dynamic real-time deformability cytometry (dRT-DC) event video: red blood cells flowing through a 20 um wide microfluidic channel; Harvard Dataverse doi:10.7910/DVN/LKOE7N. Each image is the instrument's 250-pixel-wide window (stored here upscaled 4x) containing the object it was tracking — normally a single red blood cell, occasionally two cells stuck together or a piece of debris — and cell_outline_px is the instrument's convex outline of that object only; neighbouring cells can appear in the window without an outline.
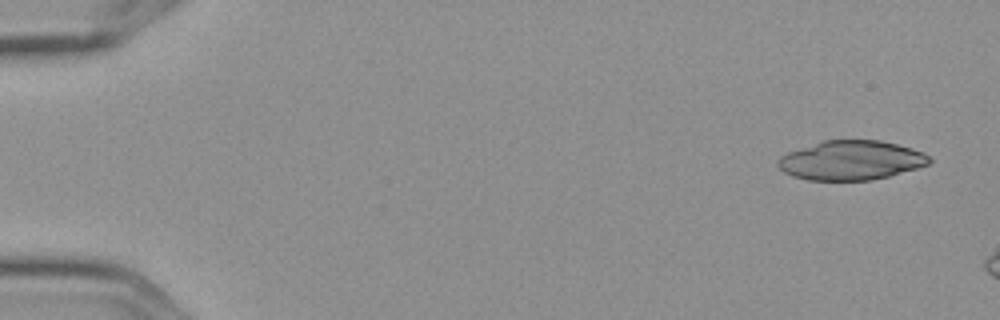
{"species": "Egyptian fruit bat (a non-hibernating species)", "species_latin": "Rousettus aegyptiacus", "temperature_condition": "cold", "stored_images_in_passage": 3, "camera_frame_rate_fps": 3000, "um_per_image_px": 0.085, "frame": {"image": 1, "passage_image": 1, "time_ms": 0.0, "image_size_px": [1000, 320], "cell_outline_px": [[932, 160], [928, 164], [916, 168], [888, 176], [872, 180], [808, 180], [792, 176], [784, 172], [776, 164], [780, 156], [788, 152], [824, 140], [880, 140], [912, 148], [924, 152]], "centroid_in_image_um": [72.33, 13.63], "position_along_channel_um": 12.7, "area_um2": 34.56}}